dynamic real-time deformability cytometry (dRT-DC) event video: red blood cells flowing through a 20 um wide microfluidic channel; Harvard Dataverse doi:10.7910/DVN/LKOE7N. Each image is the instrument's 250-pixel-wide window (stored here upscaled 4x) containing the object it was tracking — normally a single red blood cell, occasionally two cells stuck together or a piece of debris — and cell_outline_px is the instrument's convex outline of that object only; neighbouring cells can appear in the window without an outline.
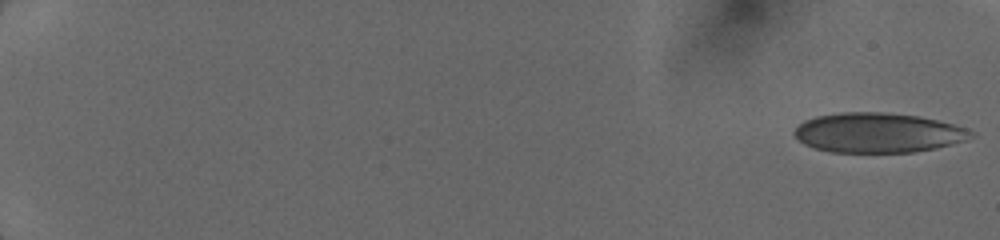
{"species": "human", "species_latin": "Homo sapiens", "temperature_condition": "cold", "stored_images_in_passage": 15, "camera_frame_rate_fps": 3000, "um_per_image_px": 0.085, "donor": {"sex": "female"}, "frame": {"image": 1, "passage_image": 1, "time_ms": 0.0, "image_size_px": [1000, 240], "cell_outline_px": [[976, 136], [964, 140], [936, 148], [912, 152], [832, 152], [816, 148], [804, 144], [792, 132], [804, 120], [816, 116], [844, 112], [880, 112], [920, 116], [968, 128], [976, 132]], "centroid_in_image_um": [74.65, 11.28], "position_along_channel_um": 10.3, "area_um2": 40.81}}
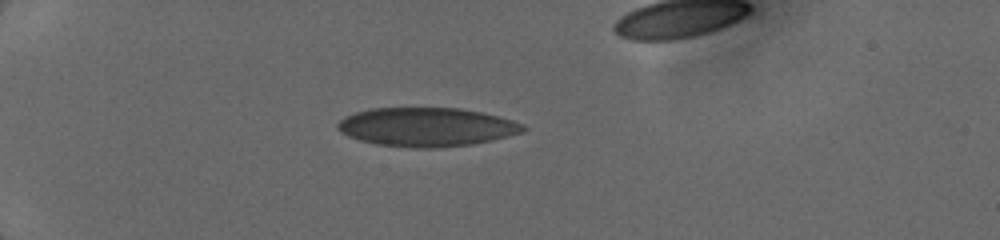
{"frame": {"image": 2, "passage_image": 10, "time_ms": 5.0, "image_size_px": [1000, 240], "cell_outline_px": [[528, 128], [524, 132], [492, 140], [472, 144], [432, 148], [416, 148], [376, 144], [360, 140], [348, 136], [340, 132], [336, 128], [336, 124], [344, 116], [356, 112], [372, 108], [460, 108], [480, 112], [512, 120]], "centroid_in_image_um": [36.23, 10.79], "position_along_channel_um": 48.8, "area_um2": 41.85}}
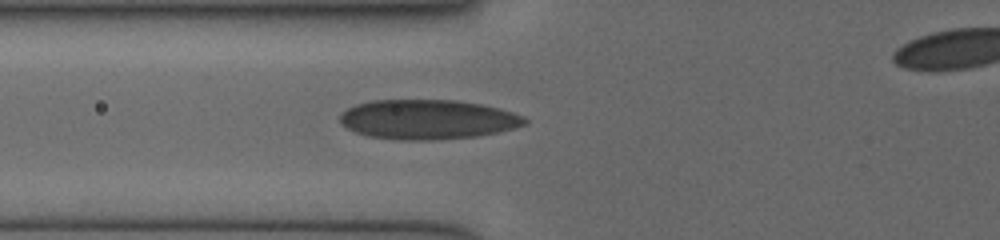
{"frame": {"image": 3, "passage_image": 14, "time_ms": 7.0, "image_size_px": [1000, 240], "cell_outline_px": [[528, 120], [524, 124], [512, 128], [496, 132], [476, 136], [432, 140], [400, 140], [368, 136], [356, 132], [340, 124], [340, 112], [356, 104], [372, 100], [456, 100], [480, 104], [500, 108], [524, 116]], "centroid_in_image_um": [36.31, 10.15], "position_along_channel_um": 89.5, "area_um2": 42.6}}